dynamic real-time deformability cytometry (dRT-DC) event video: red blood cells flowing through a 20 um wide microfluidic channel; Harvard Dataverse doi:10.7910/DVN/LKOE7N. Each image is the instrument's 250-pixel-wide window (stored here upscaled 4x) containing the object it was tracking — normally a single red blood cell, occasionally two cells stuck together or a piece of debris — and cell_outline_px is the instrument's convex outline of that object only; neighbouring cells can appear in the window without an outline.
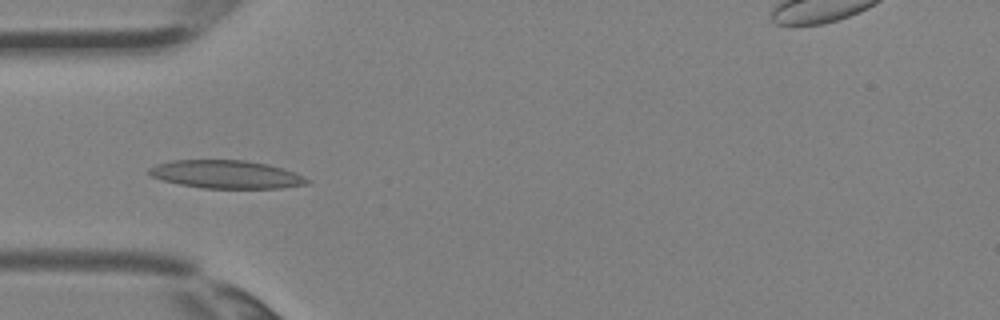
{"species": "Egyptian fruit bat (a non-hibernating species)", "species_latin": "Rousettus aegyptiacus", "temperature_condition": "room temperature", "stored_images_in_passage": 4, "camera_frame_rate_fps": 3000, "um_per_image_px": 0.085, "animal": {"sex": "female"}, "frame": {"image": 1, "passage_image": 4, "time_ms": 1.0, "image_size_px": [1000, 320], "cell_outline_px": [[312, 180], [308, 184], [280, 188], [200, 188], [180, 184], [164, 180], [152, 176], [148, 172], [148, 168], [156, 164], [172, 160], [244, 160], [268, 164], [296, 172]], "centroid_in_image_um": [19.27, 14.82], "position_along_channel_um": 65.7, "area_um2": 25.95}}